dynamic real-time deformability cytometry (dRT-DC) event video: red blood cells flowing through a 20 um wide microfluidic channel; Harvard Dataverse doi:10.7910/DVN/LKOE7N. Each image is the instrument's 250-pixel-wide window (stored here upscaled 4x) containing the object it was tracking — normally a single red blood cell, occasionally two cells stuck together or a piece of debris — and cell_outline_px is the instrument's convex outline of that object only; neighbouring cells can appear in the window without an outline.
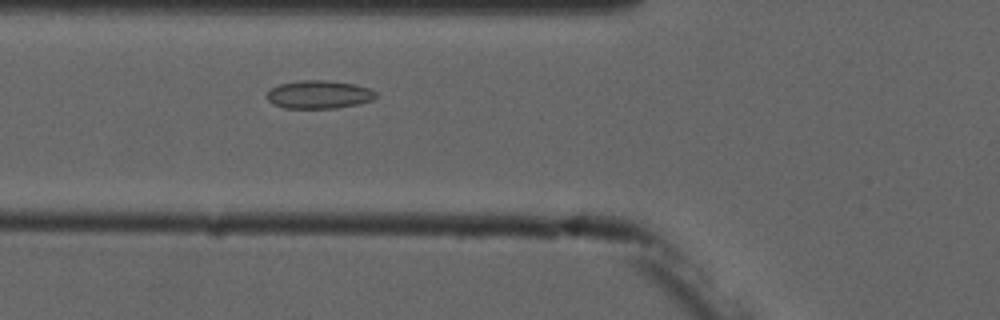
{"species": "common noctule bat (a hibernating species)", "species_latin": "Nyctalus noctula", "temperature_condition": "cold", "stored_images_in_passage": 4, "camera_frame_rate_fps": 3000, "um_per_image_px": 0.085, "animal": {"sex": "male", "forearm_length_mm": 52.5}, "frame": {"image": 1, "passage_image": 4, "time_ms": 3.333, "image_size_px": [1000, 320], "cell_outline_px": [[376, 96], [372, 100], [356, 104], [336, 108], [284, 108], [272, 104], [268, 100], [268, 92], [272, 88], [280, 84], [300, 80], [324, 80], [356, 84], [368, 88], [376, 92]], "centroid_in_image_um": [27.11, 8.03], "position_along_channel_um": 98.7, "area_um2": 17.74}}